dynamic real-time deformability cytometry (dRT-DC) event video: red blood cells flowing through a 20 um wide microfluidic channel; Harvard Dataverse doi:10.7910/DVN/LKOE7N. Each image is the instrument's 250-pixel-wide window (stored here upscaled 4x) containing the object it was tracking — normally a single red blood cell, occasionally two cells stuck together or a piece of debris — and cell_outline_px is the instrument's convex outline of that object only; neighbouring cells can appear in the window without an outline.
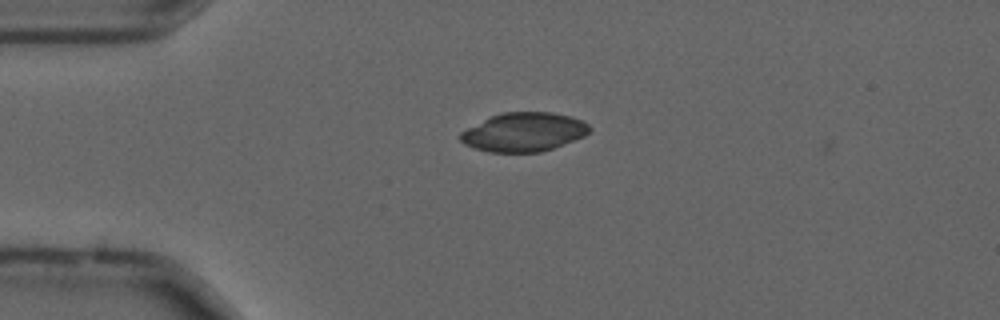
{"species": "common noctule bat (a hibernating species)", "species_latin": "Nyctalus noctula", "temperature_condition": "cold", "stored_images_in_passage": 2, "camera_frame_rate_fps": 3000, "um_per_image_px": 0.085, "animal": {"sex": "male", "forearm_length_mm": 52.5}, "frame": {"image": 1, "passage_image": 1, "time_ms": 0.0, "image_size_px": [1000, 320], "cell_outline_px": [[592, 132], [584, 136], [552, 148], [540, 152], [488, 152], [464, 144], [460, 140], [460, 132], [500, 112], [552, 112], [572, 116], [588, 124], [592, 128]], "centroid_in_image_um": [44.55, 11.22], "position_along_channel_um": 40.4, "area_um2": 29.13}}